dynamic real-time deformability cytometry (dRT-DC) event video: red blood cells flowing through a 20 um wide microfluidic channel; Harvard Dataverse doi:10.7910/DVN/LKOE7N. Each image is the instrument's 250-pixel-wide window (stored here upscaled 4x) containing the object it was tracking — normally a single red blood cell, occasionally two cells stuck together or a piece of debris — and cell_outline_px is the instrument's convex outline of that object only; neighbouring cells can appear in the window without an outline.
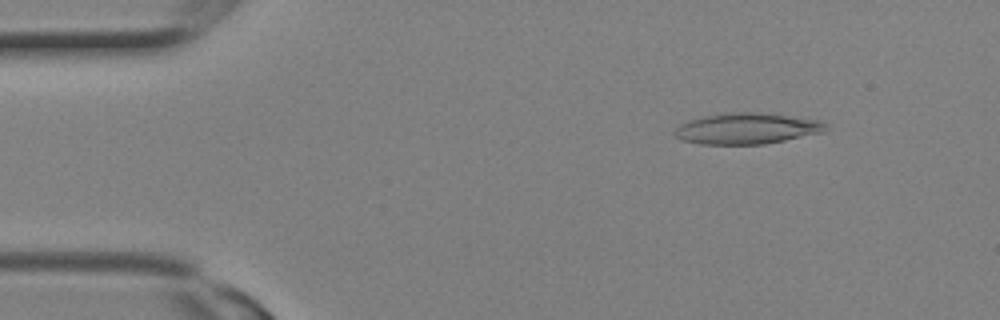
{"species": "Egyptian fruit bat (a non-hibernating species)", "species_latin": "Rousettus aegyptiacus", "temperature_condition": "room temperature", "stored_images_in_passage": 2, "camera_frame_rate_fps": 3000, "um_per_image_px": 0.085, "animal": {"sex": "female"}, "frame": {"image": 1, "passage_image": 1, "time_ms": 0.0, "image_size_px": [1000, 320], "cell_outline_px": [[828, 128], [824, 132], [764, 144], [700, 144], [680, 140], [672, 132], [680, 124], [704, 116], [740, 112], [756, 112], [820, 120]], "centroid_in_image_um": [63.46, 10.94], "position_along_channel_um": 21.5, "area_um2": 26.93}}